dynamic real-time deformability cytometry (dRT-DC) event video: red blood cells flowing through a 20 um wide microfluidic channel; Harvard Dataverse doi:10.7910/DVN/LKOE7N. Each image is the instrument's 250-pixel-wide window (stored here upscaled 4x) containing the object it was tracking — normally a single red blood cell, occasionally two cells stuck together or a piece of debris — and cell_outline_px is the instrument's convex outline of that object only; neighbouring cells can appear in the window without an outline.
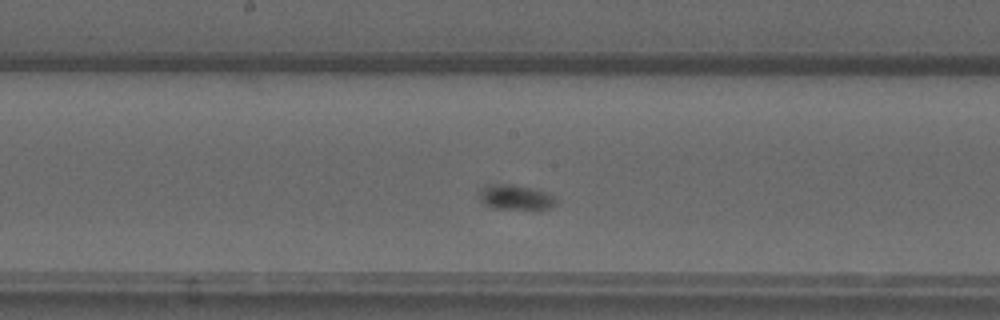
{"species": "common noctule bat (a hibernating species)", "species_latin": "Nyctalus noctula", "temperature_condition": "warm", "stored_images_in_passage": 51, "camera_frame_rate_fps": 3000, "um_per_image_px": 0.085, "animal": {"sex": "male", "forearm_length_mm": 52.5}, "frame": {"image": 1, "passage_image": 21, "time_ms": 6.667, "image_size_px": [1000, 320], "cell_outline_px": [[556, 204], [552, 208], [492, 208], [484, 204], [480, 200], [480, 188], [488, 184], [512, 184], [532, 188], [548, 192], [556, 200]], "centroid_in_image_um": [43.8, 16.75], "position_along_channel_um": 204.4, "area_um2": 11.04}}
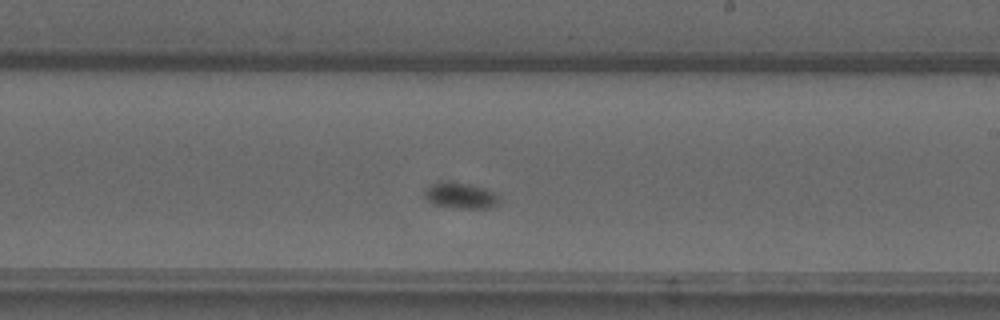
{"frame": {"image": 2, "passage_image": 25, "time_ms": 8.0, "image_size_px": [1000, 320], "cell_outline_px": [[500, 200], [496, 204], [488, 208], [464, 208], [432, 204], [424, 196], [424, 192], [428, 184], [440, 180], [448, 180], [468, 184], [484, 188], [496, 192], [500, 196]], "centroid_in_image_um": [39.12, 16.58], "position_along_channel_um": 249.9, "area_um2": 11.5}}
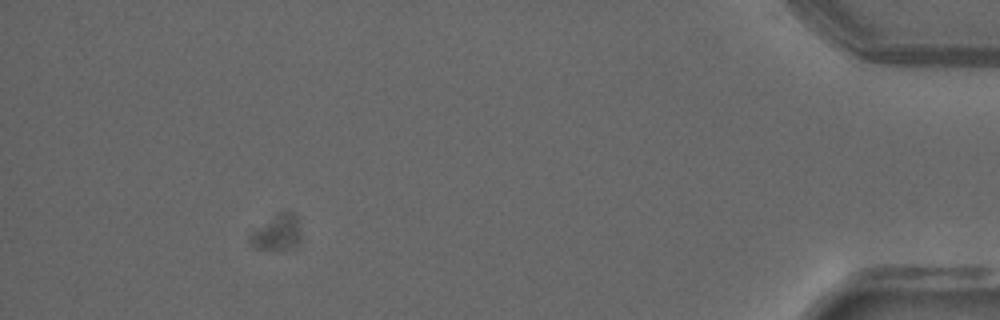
{"frame": {"image": 3, "passage_image": 45, "time_ms": 14.667, "image_size_px": [1000, 320], "cell_outline_px": [[300, 236], [296, 248], [252, 248], [248, 240], [248, 236], [252, 232], [280, 212], [288, 212], [296, 216]], "centroid_in_image_um": [23.52, 19.8], "position_along_channel_um": 411.7, "area_um2": 10.06}}